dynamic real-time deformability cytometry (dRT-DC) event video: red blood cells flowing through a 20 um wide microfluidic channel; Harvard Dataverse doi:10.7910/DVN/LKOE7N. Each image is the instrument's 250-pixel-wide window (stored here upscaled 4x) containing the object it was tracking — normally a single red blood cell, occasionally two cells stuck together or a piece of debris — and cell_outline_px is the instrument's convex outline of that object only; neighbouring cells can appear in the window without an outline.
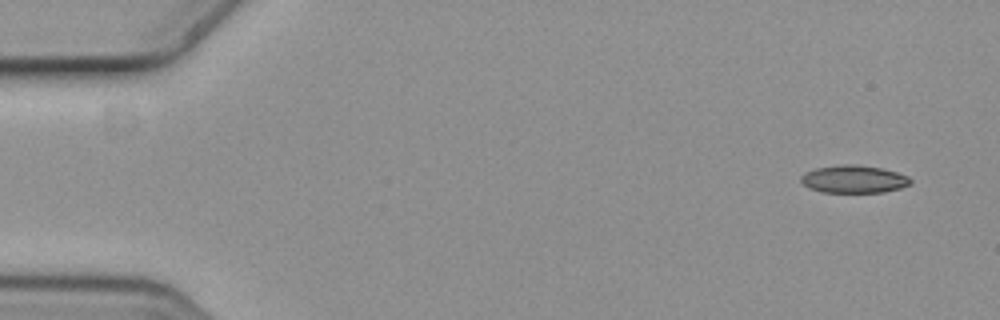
{"species": "common noctule bat (a hibernating species)", "species_latin": "Nyctalus noctula", "temperature_condition": "cold", "stored_images_in_passage": 6, "camera_frame_rate_fps": 3000, "um_per_image_px": 0.085, "animal": {"sex": "female", "body_mass_g": 19.3, "forearm_length_mm": 54.1}, "frame": {"image": 1, "passage_image": 1, "time_ms": 0.0, "image_size_px": [1000, 320], "cell_outline_px": [[912, 184], [900, 188], [884, 192], [824, 192], [808, 188], [800, 180], [800, 176], [804, 172], [816, 168], [840, 164], [856, 164], [884, 168], [908, 176], [912, 180]], "centroid_in_image_um": [72.58, 15.22], "position_along_channel_um": 12.4, "area_um2": 17.86}}
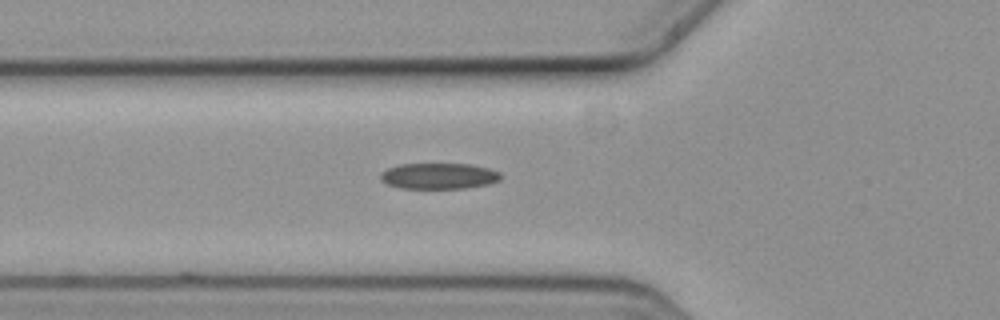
{"frame": {"image": 2, "passage_image": 6, "time_ms": 1.667, "image_size_px": [1000, 320], "cell_outline_px": [[500, 180], [488, 184], [464, 188], [400, 188], [388, 184], [380, 180], [380, 172], [388, 168], [400, 164], [468, 164], [488, 168], [500, 172]], "centroid_in_image_um": [37.27, 14.96], "position_along_channel_um": 88.5, "area_um2": 18.09}}